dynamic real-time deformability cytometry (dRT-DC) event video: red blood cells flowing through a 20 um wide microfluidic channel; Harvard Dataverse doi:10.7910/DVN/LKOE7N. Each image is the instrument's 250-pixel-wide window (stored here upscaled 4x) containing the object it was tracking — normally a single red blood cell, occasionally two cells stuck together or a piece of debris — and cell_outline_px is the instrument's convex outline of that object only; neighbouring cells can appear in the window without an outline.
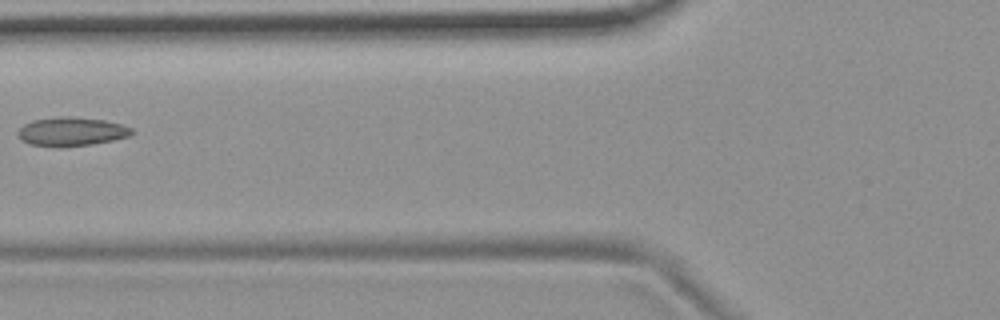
{"species": "common noctule bat (a hibernating species)", "species_latin": "Nyctalus noctula", "temperature_condition": "room temperature", "stored_images_in_passage": 6, "camera_frame_rate_fps": 3000, "um_per_image_px": 0.085, "animal": {"sex": "female", "body_mass_g": 19.9}, "frame": {"image": 1, "passage_image": 5, "time_ms": 1.333, "image_size_px": [1000, 320], "cell_outline_px": [[136, 132], [128, 136], [112, 140], [92, 144], [60, 148], [28, 144], [20, 140], [16, 132], [24, 124], [32, 120], [56, 116], [68, 116], [104, 120], [120, 124], [132, 128]], "centroid_in_image_um": [6.02, 11.19], "position_along_channel_um": 119.8, "area_um2": 19.42}}
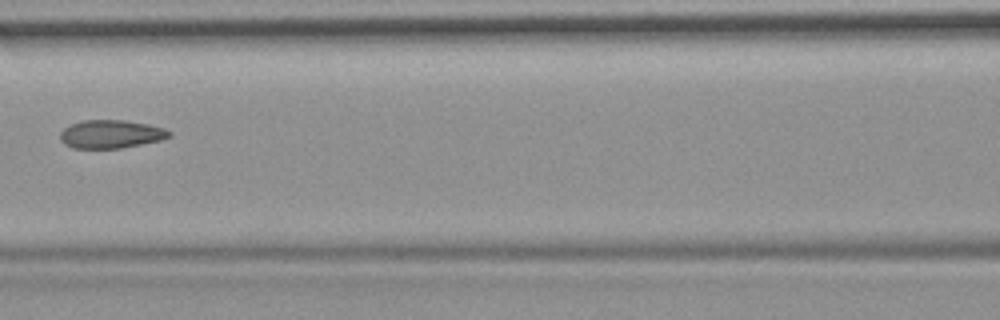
{"frame": {"image": 2, "passage_image": 6, "time_ms": 1.667, "image_size_px": [1000, 320], "cell_outline_px": [[172, 136], [160, 140], [120, 148], [72, 148], [64, 144], [60, 140], [60, 132], [64, 128], [72, 124], [84, 120], [124, 120], [148, 124], [164, 128], [172, 132]], "centroid_in_image_um": [9.43, 11.4], "position_along_channel_um": 157.2, "area_um2": 17.92}}